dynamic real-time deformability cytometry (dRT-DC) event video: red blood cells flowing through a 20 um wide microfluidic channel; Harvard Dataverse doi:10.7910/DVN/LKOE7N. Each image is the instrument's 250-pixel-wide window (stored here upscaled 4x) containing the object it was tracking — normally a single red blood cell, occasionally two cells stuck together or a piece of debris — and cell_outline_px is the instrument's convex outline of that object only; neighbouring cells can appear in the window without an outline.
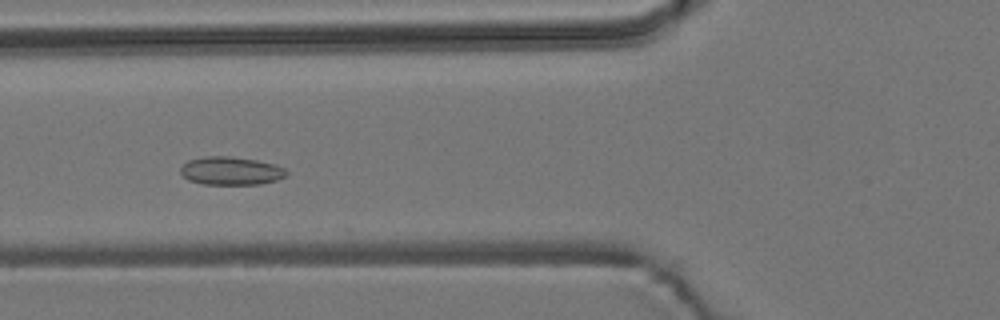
{"species": "common noctule bat (a hibernating species)", "species_latin": "Nyctalus noctula", "temperature_condition": "room temperature", "stored_images_in_passage": 53, "camera_frame_rate_fps": 3000, "um_per_image_px": 0.085, "animal": {"sex": "male", "body_mass_g": 19.2, "forearm_length_mm": 51.8}, "frame": {"image": 1, "passage_image": 18, "time_ms": 5.667, "image_size_px": [1000, 320], "cell_outline_px": [[288, 176], [276, 180], [260, 184], [204, 184], [188, 180], [180, 172], [180, 168], [188, 160], [204, 156], [232, 156], [256, 160], [276, 164], [284, 168], [288, 172]], "centroid_in_image_um": [19.65, 14.51], "position_along_channel_um": 106.2, "area_um2": 17.51}}
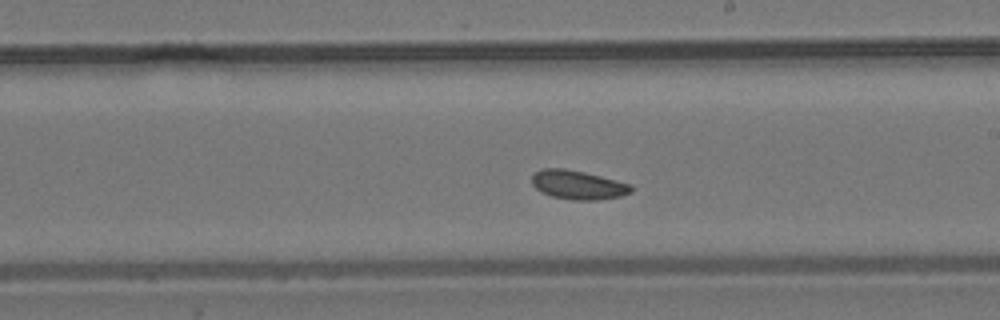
{"frame": {"image": 2, "passage_image": 29, "time_ms": 9.333, "image_size_px": [1000, 320], "cell_outline_px": [[632, 192], [620, 196], [596, 200], [572, 200], [552, 196], [540, 192], [532, 184], [532, 176], [540, 168], [564, 168], [584, 172], [632, 184]], "centroid_in_image_um": [49.11, 15.71], "position_along_channel_um": 239.9, "area_um2": 16.76}}
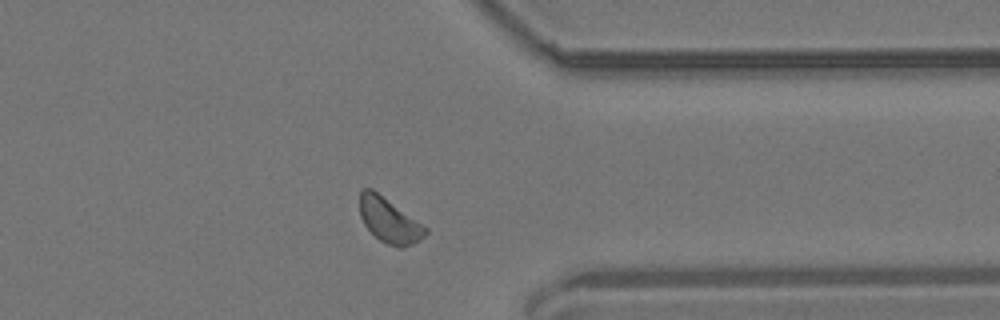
{"frame": {"image": 3, "passage_image": 41, "time_ms": 13.333, "image_size_px": [1000, 320], "cell_outline_px": [[428, 232], [420, 240], [404, 248], [400, 248], [388, 244], [380, 240], [364, 224], [360, 216], [360, 192], [364, 188], [372, 188], [428, 228]], "centroid_in_image_um": [33.09, 18.73], "position_along_channel_um": 378.3, "area_um2": 16.99}, "authors_computed_cell_mechanics": {"area_um2": 16.9932, "velocity_mm_per_s": 3.6448, "shape_relaxation_time_tau1_ms": null, "shape_relaxation_time_tau2_ms": 9.654, "deformation_change_tau1": null, "deformation_change_tau2": 0.1222}}